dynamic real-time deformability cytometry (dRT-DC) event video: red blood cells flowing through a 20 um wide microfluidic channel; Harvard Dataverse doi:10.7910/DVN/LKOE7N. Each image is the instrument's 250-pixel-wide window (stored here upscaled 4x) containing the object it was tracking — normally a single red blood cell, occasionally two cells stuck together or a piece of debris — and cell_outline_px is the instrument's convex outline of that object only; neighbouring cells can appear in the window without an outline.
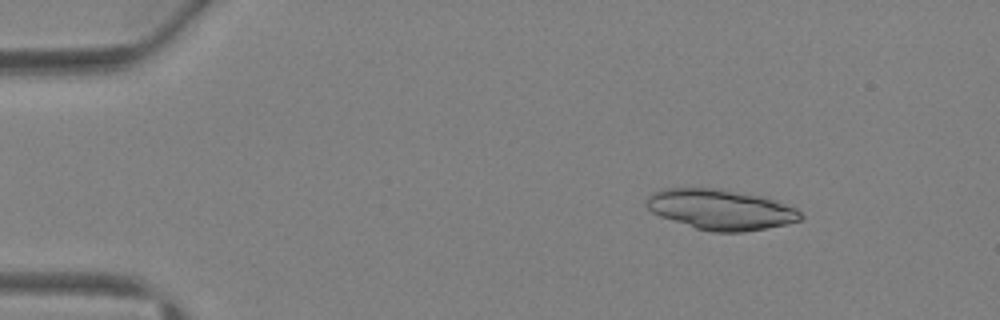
{"species": "Egyptian fruit bat (a non-hibernating species)", "species_latin": "Rousettus aegyptiacus", "temperature_condition": "warm", "stored_images_in_passage": 3, "camera_frame_rate_fps": 3000, "um_per_image_px": 0.085, "animal": {"sex": "female"}, "frame": {"image": 1, "passage_image": 2, "time_ms": 1.0, "image_size_px": [1000, 320], "cell_outline_px": [[804, 220], [788, 224], [744, 232], [712, 232], [696, 228], [660, 216], [652, 212], [648, 208], [644, 200], [652, 192], [660, 188], [720, 188], [764, 196], [796, 208], [804, 216]], "centroid_in_image_um": [61.27, 17.8], "position_along_channel_um": 23.7, "area_um2": 36.65}}